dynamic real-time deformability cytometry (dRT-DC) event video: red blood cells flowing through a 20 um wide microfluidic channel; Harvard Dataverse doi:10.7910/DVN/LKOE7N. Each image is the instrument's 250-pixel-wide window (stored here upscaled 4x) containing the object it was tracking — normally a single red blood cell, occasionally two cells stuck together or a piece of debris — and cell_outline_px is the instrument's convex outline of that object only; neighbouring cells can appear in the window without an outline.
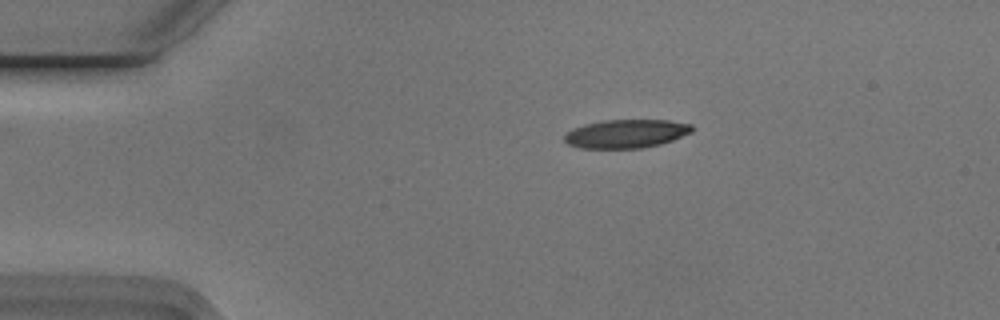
{"species": "Egyptian fruit bat (a non-hibernating species)", "species_latin": "Rousettus aegyptiacus", "temperature_condition": "cold", "stored_images_in_passage": 5, "camera_frame_rate_fps": 3000, "um_per_image_px": 0.085, "animal": {"sex": "male"}, "frame": {"image": 1, "passage_image": 5, "time_ms": 1.333, "image_size_px": [1000, 320], "cell_outline_px": [[692, 132], [672, 140], [660, 144], [640, 148], [580, 148], [568, 144], [564, 140], [564, 136], [572, 128], [584, 124], [604, 120], [668, 120], [692, 124]], "centroid_in_image_um": [53.21, 11.36], "position_along_channel_um": 31.8, "area_um2": 21.15}}